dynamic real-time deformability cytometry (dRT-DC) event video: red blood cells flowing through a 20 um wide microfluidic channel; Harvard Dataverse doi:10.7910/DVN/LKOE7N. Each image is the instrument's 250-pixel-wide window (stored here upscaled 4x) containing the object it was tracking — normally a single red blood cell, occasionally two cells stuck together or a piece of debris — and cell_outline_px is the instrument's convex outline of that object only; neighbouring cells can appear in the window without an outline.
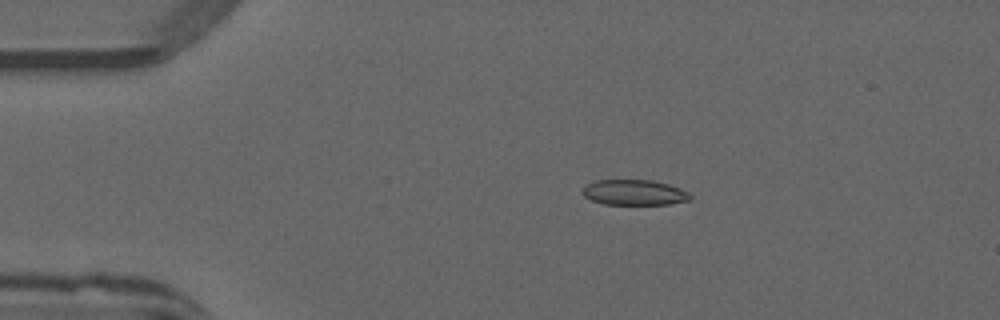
{"species": "common noctule bat (a hibernating species)", "species_latin": "Nyctalus noctula", "temperature_condition": "warm", "stored_images_in_passage": 3, "camera_frame_rate_fps": 3000, "um_per_image_px": 0.085, "animal": {"sex": "male", "forearm_length_mm": 52.5}, "frame": {"image": 1, "passage_image": 2, "time_ms": 0.333, "image_size_px": [1000, 320], "cell_outline_px": [[692, 200], [668, 204], [604, 204], [592, 200], [584, 196], [580, 192], [588, 184], [596, 180], [652, 180], [668, 184], [680, 188], [688, 192], [692, 196]], "centroid_in_image_um": [53.93, 16.36], "position_along_channel_um": 31.1, "area_um2": 15.95}}